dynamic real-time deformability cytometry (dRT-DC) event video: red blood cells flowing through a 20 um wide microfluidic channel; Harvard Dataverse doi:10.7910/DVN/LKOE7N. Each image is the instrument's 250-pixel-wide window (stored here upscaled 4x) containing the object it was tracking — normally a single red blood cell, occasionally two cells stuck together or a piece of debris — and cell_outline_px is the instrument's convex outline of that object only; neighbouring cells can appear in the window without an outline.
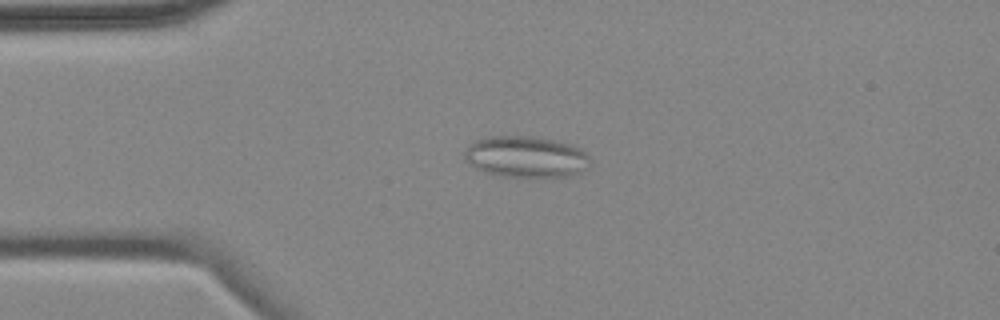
{"species": "common noctule bat (a hibernating species)", "species_latin": "Nyctalus noctula", "temperature_condition": "cold", "stored_images_in_passage": 5, "camera_frame_rate_fps": 3000, "um_per_image_px": 0.085, "animal": {"sex": "female", "body_mass_g": 18.4}, "frame": {"image": 1, "passage_image": 4, "time_ms": 3.333, "image_size_px": [1000, 320], "cell_outline_px": [[592, 160], [588, 168], [580, 172], [568, 176], [500, 176], [484, 172], [476, 168], [464, 156], [464, 152], [476, 140], [488, 136], [532, 136], [552, 140], [568, 144], [580, 148]], "centroid_in_image_um": [44.73, 13.33], "position_along_channel_um": 40.3, "area_um2": 29.88}}